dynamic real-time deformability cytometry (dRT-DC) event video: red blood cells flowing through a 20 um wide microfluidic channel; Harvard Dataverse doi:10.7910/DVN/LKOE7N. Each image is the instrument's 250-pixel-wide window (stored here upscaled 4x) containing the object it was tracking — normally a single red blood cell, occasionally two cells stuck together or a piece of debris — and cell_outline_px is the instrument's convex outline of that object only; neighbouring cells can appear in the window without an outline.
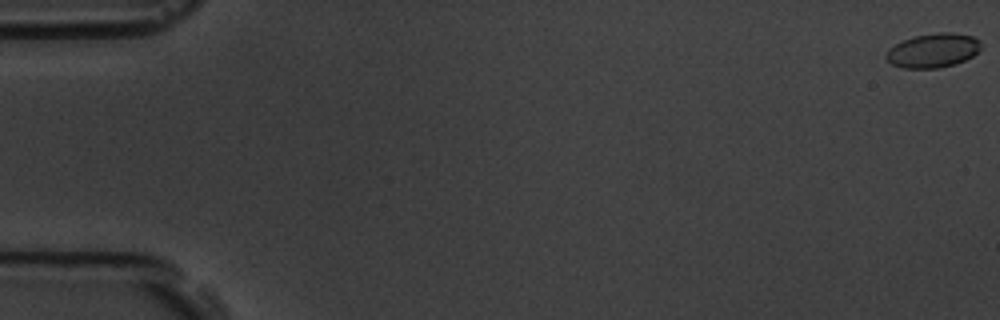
{"species": "common noctule bat (a hibernating species)", "species_latin": "Nyctalus noctula", "temperature_condition": "room temperature", "stored_images_in_passage": 6, "camera_frame_rate_fps": 3000, "um_per_image_px": 0.085, "animal": {"sex": "male", "body_mass_g": 19.5, "forearm_length_mm": 54.6}, "frame": {"image": 1, "passage_image": 1, "time_ms": 0.0, "image_size_px": [1000, 320], "cell_outline_px": [[980, 48], [972, 56], [964, 60], [952, 64], [936, 68], [904, 68], [892, 64], [884, 56], [888, 48], [904, 40], [916, 36], [940, 32], [952, 32], [972, 36], [980, 40]], "centroid_in_image_um": [79.29, 4.28], "position_along_channel_um": 5.7, "area_um2": 18.61}}
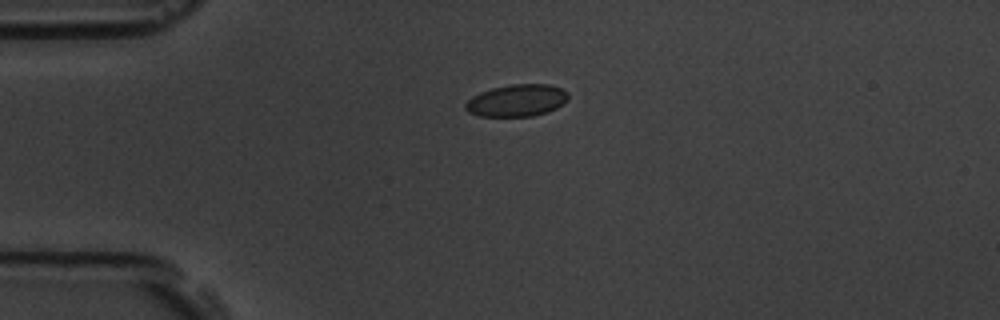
{"frame": {"image": 2, "passage_image": 5, "time_ms": 4.667, "image_size_px": [1000, 320], "cell_outline_px": [[568, 100], [564, 104], [548, 112], [532, 116], [480, 116], [468, 112], [464, 108], [464, 104], [472, 96], [480, 92], [492, 88], [512, 84], [552, 84], [568, 92]], "centroid_in_image_um": [43.94, 8.54], "position_along_channel_um": 41.1, "area_um2": 19.36}}